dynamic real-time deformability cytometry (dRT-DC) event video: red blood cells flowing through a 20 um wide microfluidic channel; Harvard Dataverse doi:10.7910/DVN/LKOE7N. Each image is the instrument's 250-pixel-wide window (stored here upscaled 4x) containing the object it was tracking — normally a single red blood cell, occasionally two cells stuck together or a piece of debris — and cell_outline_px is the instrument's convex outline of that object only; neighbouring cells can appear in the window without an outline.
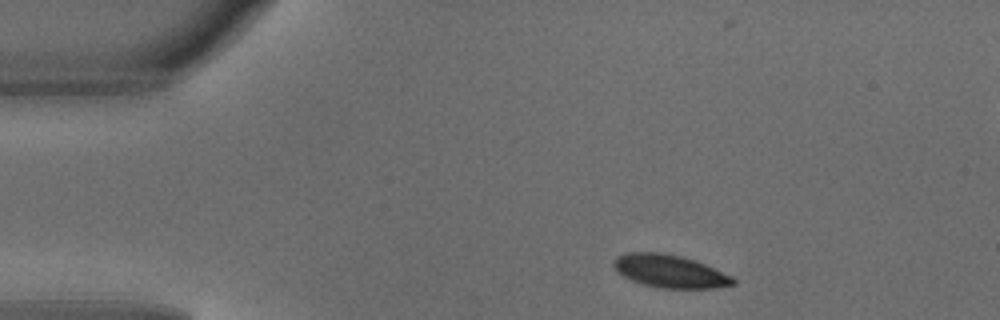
{"species": "common noctule bat (a hibernating species)", "species_latin": "Nyctalus noctula", "temperature_condition": "warm", "stored_images_in_passage": 4, "camera_frame_rate_fps": 3000, "um_per_image_px": 0.085, "animal": {"sex": "male", "body_mass_g": 18.8}, "frame": {"image": 1, "passage_image": 1, "time_ms": 0.0, "image_size_px": [1000, 320], "cell_outline_px": [[736, 284], [716, 288], [660, 288], [644, 284], [632, 280], [616, 272], [612, 264], [612, 260], [616, 256], [628, 252], [660, 252], [684, 256], [696, 260], [732, 276], [736, 280]], "centroid_in_image_um": [56.92, 23.04], "position_along_channel_um": 28.1, "area_um2": 23.12}}
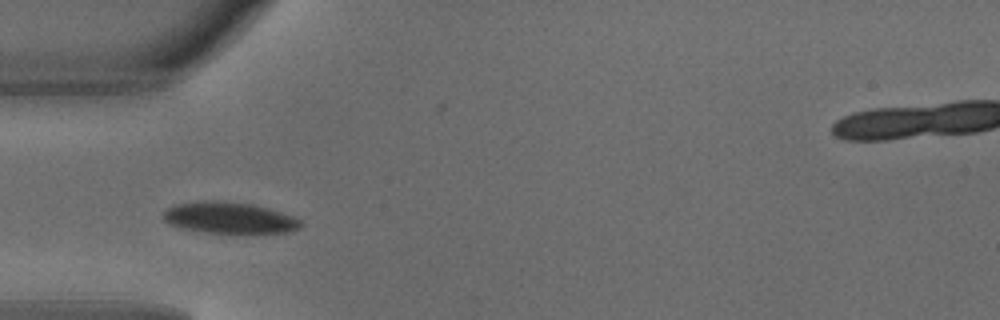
{"frame": {"image": 2, "passage_image": 3, "time_ms": 0.667, "image_size_px": [1000, 320], "cell_outline_px": [[304, 224], [300, 228], [288, 232], [240, 236], [204, 232], [184, 228], [172, 224], [164, 220], [164, 212], [168, 208], [176, 204], [204, 200], [224, 200], [252, 204], [268, 208], [292, 216], [300, 220]], "centroid_in_image_um": [19.57, 18.55], "position_along_channel_um": 65.4, "area_um2": 25.95}}
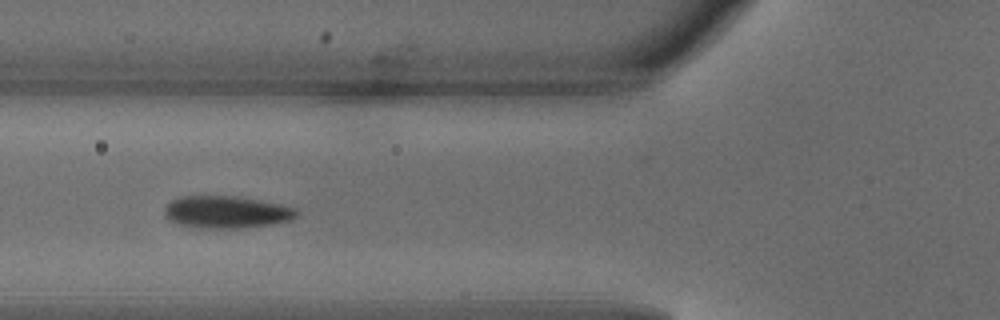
{"frame": {"image": 3, "passage_image": 4, "time_ms": 1.0, "image_size_px": [1000, 320], "cell_outline_px": [[300, 212], [296, 216], [288, 220], [272, 224], [236, 228], [192, 228], [172, 224], [164, 216], [164, 208], [172, 200], [180, 196], [240, 196], [280, 204], [296, 208]], "centroid_in_image_um": [19.18, 18.03], "position_along_channel_um": 106.6, "area_um2": 25.2}}